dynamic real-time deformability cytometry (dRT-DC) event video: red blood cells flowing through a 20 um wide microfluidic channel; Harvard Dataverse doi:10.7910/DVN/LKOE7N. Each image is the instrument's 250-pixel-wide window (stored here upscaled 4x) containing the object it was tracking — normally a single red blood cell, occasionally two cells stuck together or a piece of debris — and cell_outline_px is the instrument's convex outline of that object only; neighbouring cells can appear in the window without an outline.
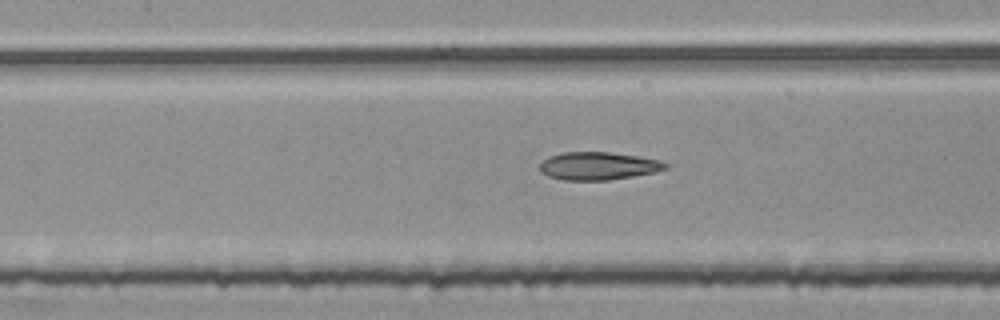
{"species": "common noctule bat (a hibernating species)", "species_latin": "Nyctalus noctula", "temperature_condition": "room temperature", "stored_images_in_passage": 54, "segment_of_instrument_passage": [2, 2], "camera_frame_rate_fps": 3000, "um_per_image_px": 0.085, "animal": {"sex": "female", "body_mass_g": 25.1}, "frame": {"image": 1, "passage_image": 24, "time_ms": 7.667, "image_size_px": [1000, 320], "cell_outline_px": [[672, 164], [668, 168], [656, 172], [608, 180], [564, 180], [548, 176], [540, 172], [540, 164], [548, 156], [564, 152], [608, 152], [636, 156], [660, 160]], "centroid_in_image_um": [50.88, 14.1], "position_along_channel_um": 156.5, "area_um2": 20.46}}
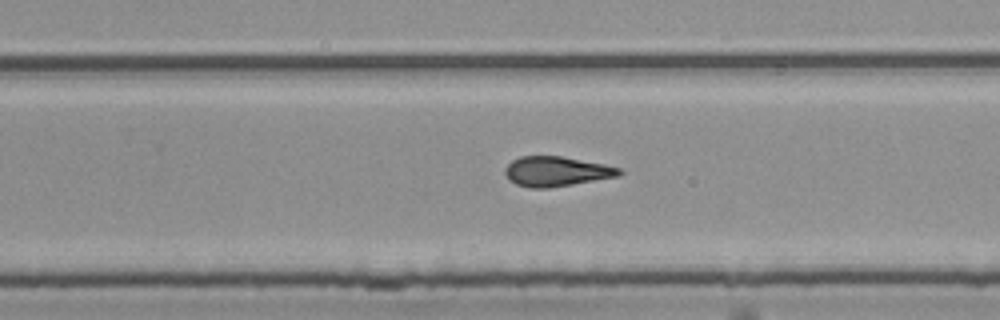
{"frame": {"image": 2, "passage_image": 34, "time_ms": 11.0, "image_size_px": [1000, 320], "cell_outline_px": [[624, 172], [616, 176], [572, 184], [548, 188], [528, 188], [516, 184], [508, 180], [504, 172], [504, 168], [512, 160], [520, 156], [560, 156], [604, 164], [624, 168]], "centroid_in_image_um": [47.26, 14.57], "position_along_channel_um": 282.5, "area_um2": 19.88}}
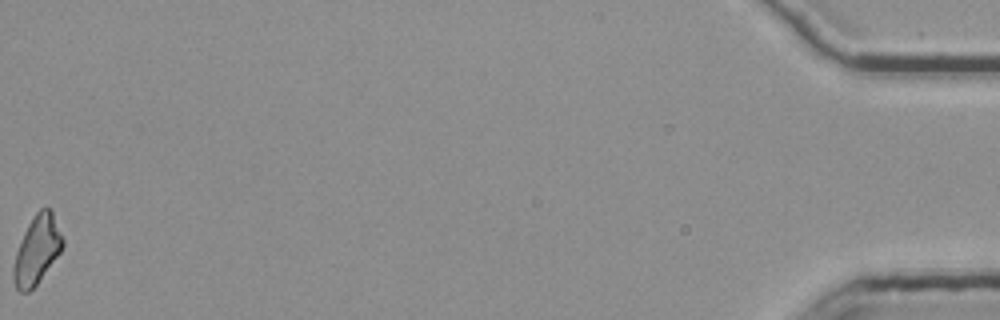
{"frame": {"image": 3, "passage_image": 54, "time_ms": 17.667, "image_size_px": [1000, 320], "cell_outline_px": [[64, 244], [60, 252], [36, 284], [28, 292], [20, 292], [16, 288], [12, 276], [12, 268], [16, 252], [20, 240], [28, 224], [36, 212], [40, 208], [48, 208], [52, 212], [64, 240]], "centroid_in_image_um": [3.12, 21.25], "position_along_channel_um": 432.1, "area_um2": 19.31}}